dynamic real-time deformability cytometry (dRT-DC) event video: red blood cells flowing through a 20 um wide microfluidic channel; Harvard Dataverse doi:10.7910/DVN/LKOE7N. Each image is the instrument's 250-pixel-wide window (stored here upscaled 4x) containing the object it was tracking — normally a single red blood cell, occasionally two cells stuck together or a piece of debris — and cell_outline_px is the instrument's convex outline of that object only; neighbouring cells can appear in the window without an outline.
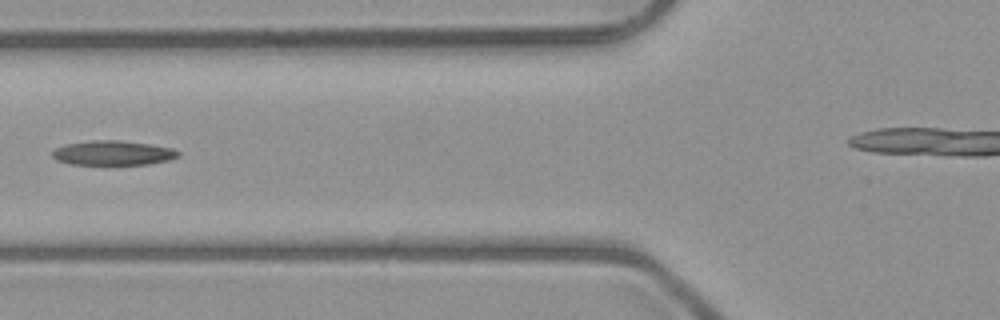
{"species": "common noctule bat (a hibernating species)", "species_latin": "Nyctalus noctula", "temperature_condition": "room temperature", "stored_images_in_passage": 8, "segment_of_instrument_passage": [1, 2], "camera_frame_rate_fps": 3000, "um_per_image_px": 0.085, "animal": {"sex": "male", "body_mass_g": 23.1, "forearm_length_mm": 52.7}, "frame": {"image": 1, "passage_image": 6, "time_ms": 6.667, "image_size_px": [1000, 320], "cell_outline_px": [[180, 156], [172, 160], [148, 164], [112, 168], [68, 164], [56, 160], [52, 156], [52, 152], [56, 148], [64, 144], [92, 140], [120, 140], [148, 144], [172, 148], [180, 152]], "centroid_in_image_um": [9.59, 13.06], "position_along_channel_um": 116.2, "area_um2": 19.25}}
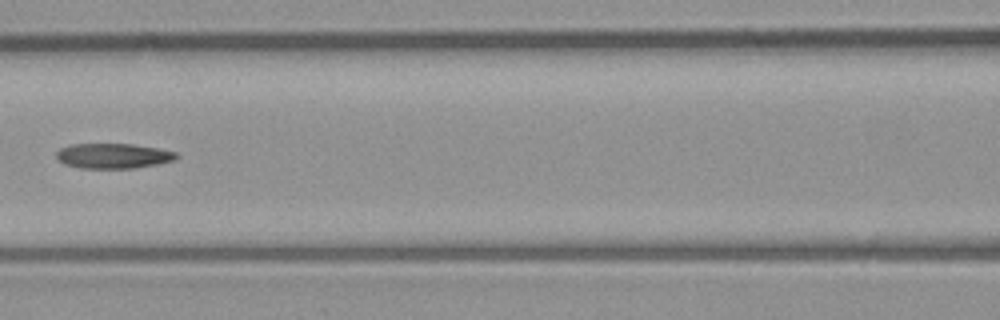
{"frame": {"image": 2, "passage_image": 7, "time_ms": 7.667, "image_size_px": [1000, 320], "cell_outline_px": [[180, 156], [176, 160], [136, 168], [80, 168], [64, 164], [56, 160], [56, 152], [60, 148], [72, 144], [132, 144], [160, 148], [176, 152]], "centroid_in_image_um": [9.63, 13.25], "position_along_channel_um": 157.0, "area_um2": 17.74}}